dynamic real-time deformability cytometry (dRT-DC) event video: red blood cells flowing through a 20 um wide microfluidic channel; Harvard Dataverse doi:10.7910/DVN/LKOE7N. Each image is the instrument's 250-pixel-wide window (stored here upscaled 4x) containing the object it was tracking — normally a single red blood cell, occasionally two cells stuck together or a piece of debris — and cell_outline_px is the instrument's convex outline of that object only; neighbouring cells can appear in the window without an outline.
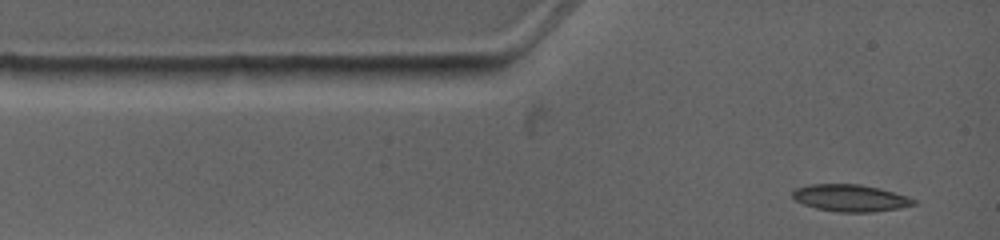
{"species": "common noctule bat (a hibernating species)", "species_latin": "Nyctalus noctula", "temperature_condition": "warm", "stored_images_in_passage": 3, "camera_frame_rate_fps": 4500, "um_per_image_px": 0.085, "animal": {"sex": "female", "body_mass_g": 19.0, "forearm_length_mm": 53.3}, "frame": {"image": 1, "passage_image": 1, "time_ms": 0.0, "image_size_px": [1000, 240], "cell_outline_px": [[916, 204], [896, 208], [872, 212], [836, 212], [816, 208], [804, 204], [796, 200], [792, 196], [792, 192], [796, 188], [808, 184], [860, 184], [880, 188], [908, 196], [916, 200]], "centroid_in_image_um": [72.27, 16.82], "position_along_channel_um": 12.7, "area_um2": 19.02}}